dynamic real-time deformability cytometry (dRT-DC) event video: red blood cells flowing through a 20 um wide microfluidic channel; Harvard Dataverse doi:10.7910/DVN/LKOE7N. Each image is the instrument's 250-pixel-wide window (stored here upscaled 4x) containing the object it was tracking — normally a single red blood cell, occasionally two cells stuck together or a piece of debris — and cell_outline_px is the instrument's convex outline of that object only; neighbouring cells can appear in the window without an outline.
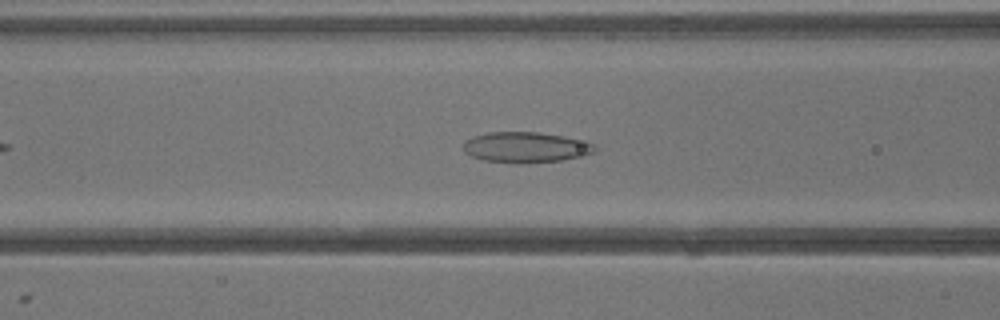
{"species": "common noctule bat (a hibernating species)", "species_latin": "Nyctalus noctula", "temperature_condition": "warm", "stored_images_in_passage": 27, "camera_frame_rate_fps": 3000, "um_per_image_px": 0.085, "animal": {"sex": "male", "body_mass_g": 13.3}, "frame": {"image": 1, "passage_image": 5, "time_ms": 1.333, "image_size_px": [1000, 320], "cell_outline_px": [[596, 152], [584, 156], [560, 160], [484, 160], [472, 156], [464, 152], [464, 140], [472, 136], [488, 132], [540, 132], [588, 140], [596, 144]], "centroid_in_image_um": [44.76, 12.45], "position_along_channel_um": 121.8, "area_um2": 22.77}}
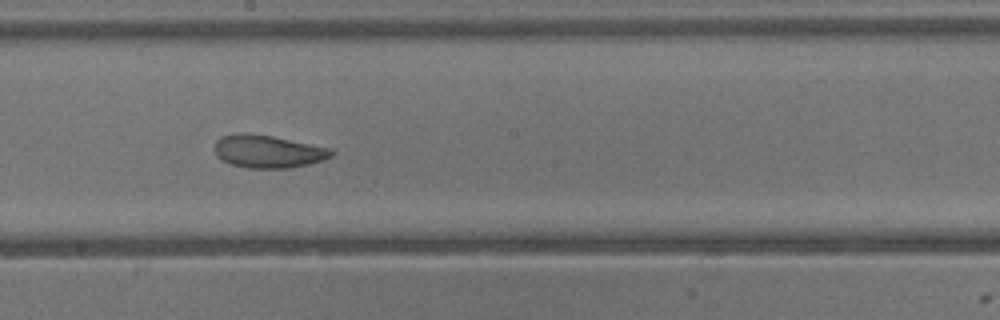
{"frame": {"image": 2, "passage_image": 11, "time_ms": 3.333, "image_size_px": [1000, 320], "cell_outline_px": [[336, 152], [332, 156], [324, 160], [308, 164], [288, 168], [248, 168], [232, 164], [220, 160], [216, 156], [216, 140], [220, 136], [236, 132], [244, 132], [272, 136], [332, 148]], "centroid_in_image_um": [22.78, 12.86], "position_along_channel_um": 225.4, "area_um2": 22.54}}
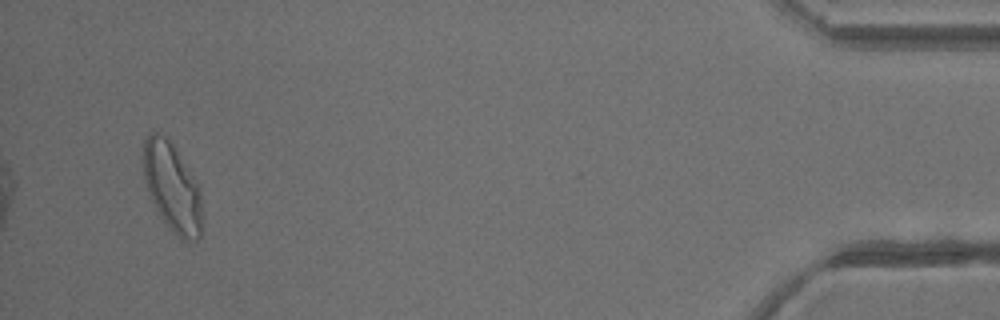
{"frame": {"image": 3, "passage_image": 27, "time_ms": 8.667, "image_size_px": [1000, 320], "cell_outline_px": [[200, 236], [192, 244], [184, 240], [164, 220], [156, 208], [148, 192], [140, 160], [144, 140], [152, 132], [156, 132], [164, 136], [172, 144], [196, 184], [200, 196]], "centroid_in_image_um": [14.56, 15.88], "position_along_channel_um": 420.6, "area_um2": 29.42}}